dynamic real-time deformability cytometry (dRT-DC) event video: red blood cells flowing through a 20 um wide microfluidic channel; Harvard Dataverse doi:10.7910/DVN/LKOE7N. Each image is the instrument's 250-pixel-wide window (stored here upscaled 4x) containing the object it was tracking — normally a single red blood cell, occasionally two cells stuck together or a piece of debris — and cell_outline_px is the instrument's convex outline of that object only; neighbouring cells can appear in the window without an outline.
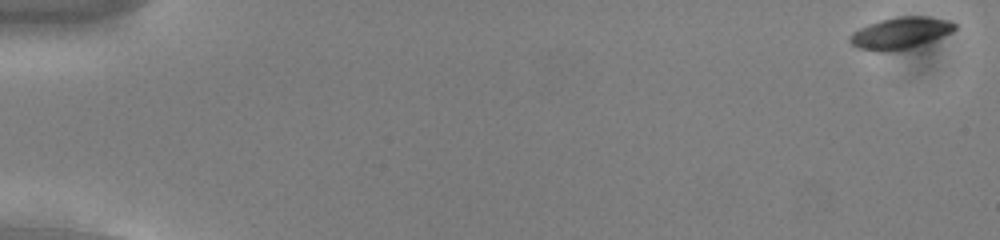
{"species": "common noctule bat (a hibernating species)", "species_latin": "Nyctalus noctula", "temperature_condition": "cold", "stored_images_in_passage": 55, "camera_frame_rate_fps": 3000, "um_per_image_px": 0.085, "animal": {"sex": "male", "body_mass_g": 13.0, "forearm_length_mm": 53.1}, "frame": {"image": 1, "passage_image": 1, "time_ms": 0.0, "image_size_px": [1000, 240], "cell_outline_px": [[956, 28], [952, 32], [932, 40], [908, 48], [884, 52], [872, 52], [856, 48], [848, 40], [848, 36], [852, 32], [868, 24], [880, 20], [900, 16], [928, 16], [948, 20], [956, 24]], "centroid_in_image_um": [76.47, 2.81], "position_along_channel_um": 8.5, "area_um2": 19.36}}
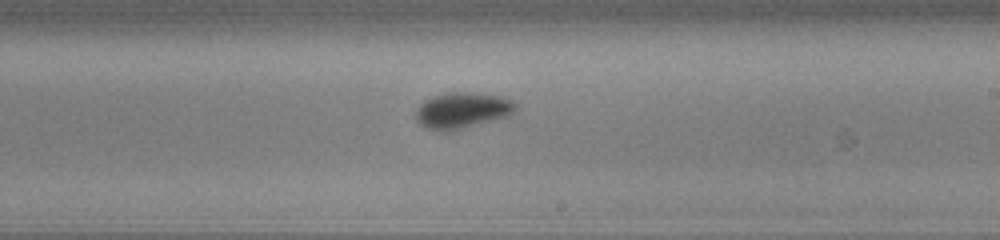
{"frame": {"image": 2, "passage_image": 33, "time_ms": 10.667, "image_size_px": [1000, 240], "cell_outline_px": [[516, 108], [508, 116], [452, 132], [440, 132], [424, 128], [416, 120], [416, 108], [424, 100], [432, 96], [444, 92], [476, 92], [504, 96], [512, 100], [516, 104]], "centroid_in_image_um": [39.26, 9.39], "position_along_channel_um": 249.7, "area_um2": 21.56}}
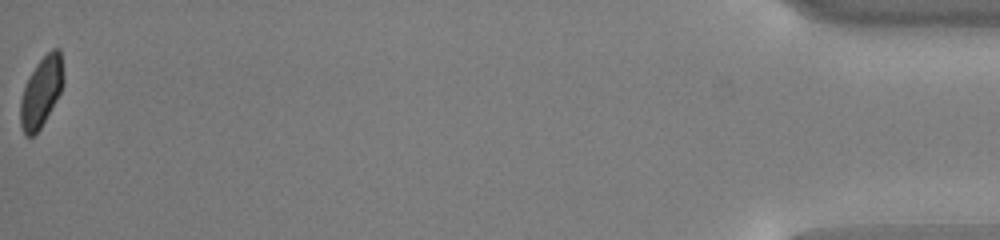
{"frame": {"image": 3, "passage_image": 55, "time_ms": 18.0, "image_size_px": [1000, 240], "cell_outline_px": [[64, 84], [60, 92], [40, 128], [32, 136], [24, 136], [20, 124], [20, 100], [28, 76], [36, 64], [52, 48], [60, 48], [64, 76]], "centroid_in_image_um": [3.5, 7.78], "position_along_channel_um": 431.7, "area_um2": 17.51}, "authors_computed_cell_mechanics": {"area_um2": 18.9006, "velocity_mm_per_s": 3.7731, "shape_relaxation_time_tau1_ms": 1.9168, "shape_relaxation_time_tau2_ms": null, "deformation_change_tau1": 0.089, "deformation_change_tau2": null}}